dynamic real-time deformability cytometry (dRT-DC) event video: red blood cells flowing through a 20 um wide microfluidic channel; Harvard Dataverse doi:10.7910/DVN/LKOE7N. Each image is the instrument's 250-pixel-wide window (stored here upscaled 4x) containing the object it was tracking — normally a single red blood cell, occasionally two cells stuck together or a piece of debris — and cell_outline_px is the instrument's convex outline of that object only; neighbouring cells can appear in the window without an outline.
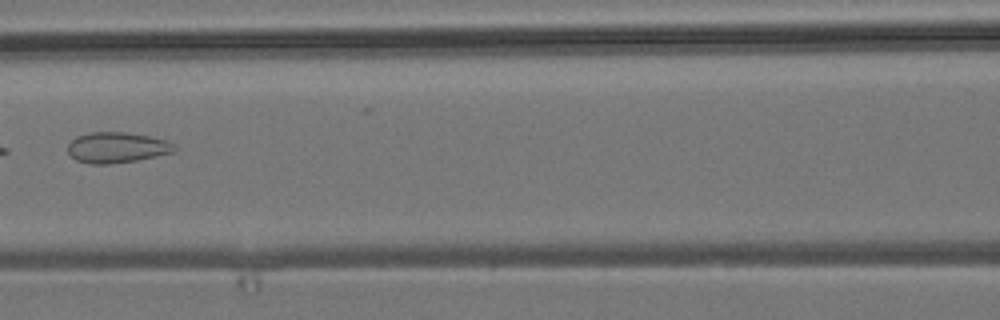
{"species": "common noctule bat (a hibernating species)", "species_latin": "Nyctalus noctula", "temperature_condition": "room temperature", "stored_images_in_passage": 6, "camera_frame_rate_fps": 3000, "um_per_image_px": 0.085, "animal": {"sex": "male", "body_mass_g": 19.2, "forearm_length_mm": 51.8}, "frame": {"image": 1, "passage_image": 6, "time_ms": 6.667, "image_size_px": [1000, 320], "cell_outline_px": [[176, 148], [172, 152], [156, 156], [136, 160], [108, 164], [88, 164], [76, 160], [68, 152], [68, 144], [76, 136], [88, 132], [124, 132], [148, 136], [168, 140]], "centroid_in_image_um": [9.9, 12.53], "position_along_channel_um": 156.7, "area_um2": 18.96}}